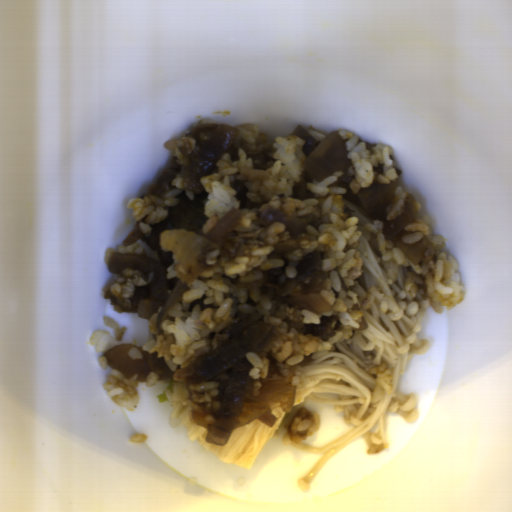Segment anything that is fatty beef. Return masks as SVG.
<instances>
[{
	"label": "fatty beef",
	"instance_id": "fatty-beef-1",
	"mask_svg": "<svg viewBox=\"0 0 512 512\" xmlns=\"http://www.w3.org/2000/svg\"><path fill=\"white\" fill-rule=\"evenodd\" d=\"M240 129L221 123L195 126L179 139H168L165 149L173 152L170 167L164 169L155 184L147 187L144 196L165 199L170 189H180L178 202L169 208L165 218L154 224L150 232H143L140 220L123 240L128 246L142 241L158 259L147 254L114 252L107 267L115 273L114 284L105 289L103 297L109 299L117 313H136L150 320L164 307L180 278L167 279L168 268L176 259L171 250L161 248L162 231L180 230L204 235L207 220L205 204L208 193L202 179L218 173V161L229 155L230 161L240 159L237 140Z\"/></svg>",
	"mask_w": 512,
	"mask_h": 512
},
{
	"label": "fatty beef",
	"instance_id": "fatty-beef-2",
	"mask_svg": "<svg viewBox=\"0 0 512 512\" xmlns=\"http://www.w3.org/2000/svg\"><path fill=\"white\" fill-rule=\"evenodd\" d=\"M293 136L301 138L304 145L301 148L304 162L301 166L298 181H294L290 197L305 200L315 197L314 192L307 188L312 181L323 182L336 171H341L339 178L327 187L344 188L343 197L351 201L359 212L381 222V229L385 241L395 243L403 240L412 231L407 230L417 215V201L412 194L404 199L400 214L387 219V211L395 199L396 189L401 186V171L395 165L398 177L389 184L373 182L368 188L353 193L350 184L354 180L355 172L346 142L340 137L339 131H332L322 140L317 141L304 127L297 125Z\"/></svg>",
	"mask_w": 512,
	"mask_h": 512
},
{
	"label": "fatty beef",
	"instance_id": "fatty-beef-3",
	"mask_svg": "<svg viewBox=\"0 0 512 512\" xmlns=\"http://www.w3.org/2000/svg\"><path fill=\"white\" fill-rule=\"evenodd\" d=\"M278 242L273 243V250L267 255L269 260H282L284 265L263 271V277L240 284L245 290L263 292L270 300V314L278 317L285 325L303 335H310L323 342L340 331L342 325L338 315H323L320 323H305L301 311L304 308L286 305L288 299L303 294H319L324 289L326 279L331 273L323 268V260L329 259L325 251L313 250L297 264V277H287L286 270L291 260L288 253L298 250L302 240L290 236L286 230L278 235Z\"/></svg>",
	"mask_w": 512,
	"mask_h": 512
},
{
	"label": "fatty beef",
	"instance_id": "fatty-beef-4",
	"mask_svg": "<svg viewBox=\"0 0 512 512\" xmlns=\"http://www.w3.org/2000/svg\"><path fill=\"white\" fill-rule=\"evenodd\" d=\"M268 377L254 379V364L244 356L229 367L199 384L188 387L196 408L192 418L211 428L217 420L265 406L267 397L279 387L293 382L295 371L276 354L266 352Z\"/></svg>",
	"mask_w": 512,
	"mask_h": 512
},
{
	"label": "fatty beef",
	"instance_id": "fatty-beef-5",
	"mask_svg": "<svg viewBox=\"0 0 512 512\" xmlns=\"http://www.w3.org/2000/svg\"><path fill=\"white\" fill-rule=\"evenodd\" d=\"M131 347L135 346L126 343L118 344L103 353L111 370L119 371L128 379L137 375L135 379L137 383H147V376L150 372L158 376L157 381L174 378L176 373L169 368L164 357H158V352H148L142 346H136L143 358L142 360H132L127 355Z\"/></svg>",
	"mask_w": 512,
	"mask_h": 512
},
{
	"label": "fatty beef",
	"instance_id": "fatty-beef-6",
	"mask_svg": "<svg viewBox=\"0 0 512 512\" xmlns=\"http://www.w3.org/2000/svg\"><path fill=\"white\" fill-rule=\"evenodd\" d=\"M272 223L273 221L267 222L259 217L249 227L236 226L217 241L219 258L230 260L234 257H241L251 248L264 247Z\"/></svg>",
	"mask_w": 512,
	"mask_h": 512
},
{
	"label": "fatty beef",
	"instance_id": "fatty-beef-7",
	"mask_svg": "<svg viewBox=\"0 0 512 512\" xmlns=\"http://www.w3.org/2000/svg\"><path fill=\"white\" fill-rule=\"evenodd\" d=\"M265 313L261 311H237L235 317L223 328L212 330L208 335V344L200 348L190 359L188 366L195 359L229 343L256 323H264Z\"/></svg>",
	"mask_w": 512,
	"mask_h": 512
},
{
	"label": "fatty beef",
	"instance_id": "fatty-beef-8",
	"mask_svg": "<svg viewBox=\"0 0 512 512\" xmlns=\"http://www.w3.org/2000/svg\"><path fill=\"white\" fill-rule=\"evenodd\" d=\"M274 142L275 140L270 139L265 133H261L254 143L241 139V148L251 158L253 169L266 170L274 165Z\"/></svg>",
	"mask_w": 512,
	"mask_h": 512
},
{
	"label": "fatty beef",
	"instance_id": "fatty-beef-9",
	"mask_svg": "<svg viewBox=\"0 0 512 512\" xmlns=\"http://www.w3.org/2000/svg\"><path fill=\"white\" fill-rule=\"evenodd\" d=\"M303 419L313 420V425L304 432L296 430V426ZM320 425V416L317 411H311L307 407L299 409L294 416L291 423L288 425L287 430L292 442H304L309 436L318 431Z\"/></svg>",
	"mask_w": 512,
	"mask_h": 512
},
{
	"label": "fatty beef",
	"instance_id": "fatty-beef-10",
	"mask_svg": "<svg viewBox=\"0 0 512 512\" xmlns=\"http://www.w3.org/2000/svg\"><path fill=\"white\" fill-rule=\"evenodd\" d=\"M239 171H235L228 176L230 188L235 190L234 198L239 201V209H246L249 211L259 210L264 204H268L267 201L254 203L248 199L247 193L250 190L244 181L238 179Z\"/></svg>",
	"mask_w": 512,
	"mask_h": 512
},
{
	"label": "fatty beef",
	"instance_id": "fatty-beef-11",
	"mask_svg": "<svg viewBox=\"0 0 512 512\" xmlns=\"http://www.w3.org/2000/svg\"><path fill=\"white\" fill-rule=\"evenodd\" d=\"M364 144H365L366 150H369L372 147H374L377 143L364 142Z\"/></svg>",
	"mask_w": 512,
	"mask_h": 512
}]
</instances>
